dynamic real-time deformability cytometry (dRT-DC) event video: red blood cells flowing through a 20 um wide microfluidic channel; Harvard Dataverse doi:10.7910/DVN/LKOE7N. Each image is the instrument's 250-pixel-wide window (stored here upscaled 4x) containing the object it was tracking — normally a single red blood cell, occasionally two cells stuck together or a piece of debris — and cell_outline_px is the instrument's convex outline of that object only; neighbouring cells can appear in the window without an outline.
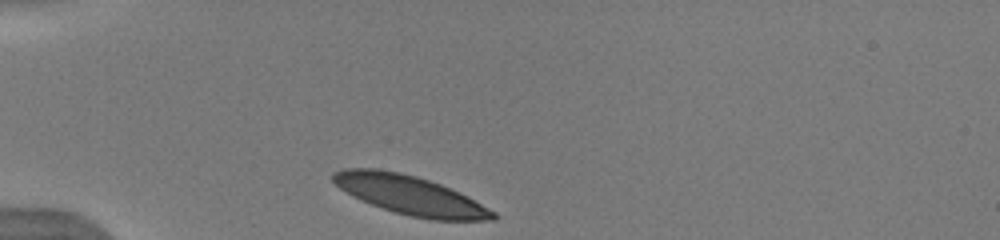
{"species": "human", "species_latin": "Homo sapiens", "temperature_condition": "warm", "stored_images_in_passage": 33, "camera_frame_rate_fps": 3000, "um_per_image_px": 0.085, "donor": {"sex": "male"}, "frame": {"image": 1, "passage_image": 1, "time_ms": 0.0, "image_size_px": [1000, 240], "cell_outline_px": [[496, 220], [432, 220], [412, 216], [396, 212], [360, 200], [352, 196], [340, 188], [332, 180], [332, 172], [344, 168], [376, 168], [400, 172], [416, 176], [440, 184], [496, 212]], "centroid_in_image_um": [34.79, 16.57], "position_along_channel_um": 50.2, "area_um2": 35.78}}
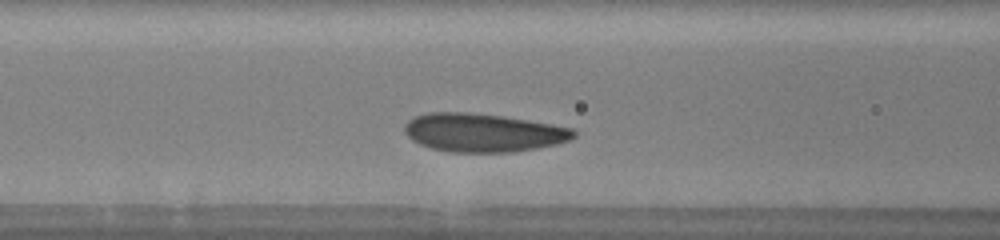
{"frame": {"image": 2, "passage_image": 9, "time_ms": 2.667, "image_size_px": [1000, 240], "cell_outline_px": [[576, 136], [568, 140], [556, 144], [536, 148], [512, 152], [448, 152], [432, 148], [420, 144], [412, 140], [404, 132], [404, 124], [408, 120], [416, 116], [428, 112], [468, 112], [504, 116], [552, 124], [572, 128], [576, 132]], "centroid_in_image_um": [41.04, 11.27], "position_along_channel_um": 125.6, "area_um2": 37.92}}
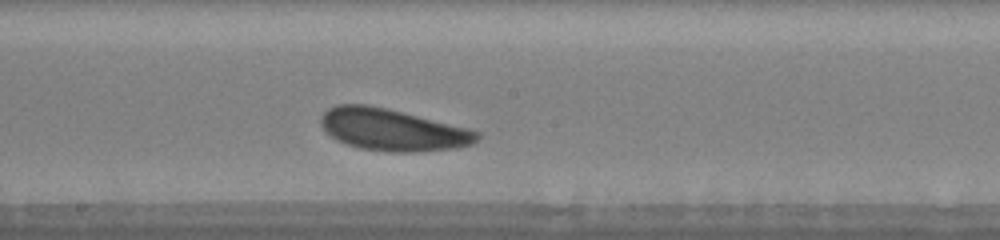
{"frame": {"image": 3, "passage_image": 16, "time_ms": 5.0, "image_size_px": [1000, 240], "cell_outline_px": [[480, 136], [472, 144], [456, 148], [416, 152], [388, 152], [360, 148], [336, 140], [320, 124], [320, 116], [328, 108], [336, 104], [368, 104], [388, 108], [468, 128], [480, 132]], "centroid_in_image_um": [33.36, 11.02], "position_along_channel_um": 214.8, "area_um2": 38.21}, "authors_computed_cell_mechanics": {"area_um2": 37.3388, "velocity_mm_per_s": 3.836, "shape_relaxation_time_tau1_ms": 1.1513, "shape_relaxation_time_tau2_ms": 9.8586, "deformation_change_tau1": 0.0744, "deformation_change_tau2": 0.209}}